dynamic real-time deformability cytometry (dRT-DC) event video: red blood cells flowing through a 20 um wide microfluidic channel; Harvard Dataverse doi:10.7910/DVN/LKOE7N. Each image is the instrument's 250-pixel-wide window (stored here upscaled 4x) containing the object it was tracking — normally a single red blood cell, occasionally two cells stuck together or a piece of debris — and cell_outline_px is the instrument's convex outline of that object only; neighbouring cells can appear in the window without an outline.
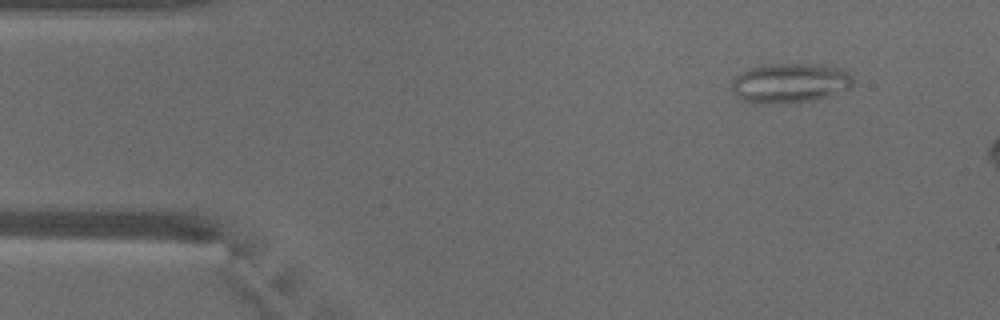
{"species": "common noctule bat (a hibernating species)", "species_latin": "Nyctalus noctula", "temperature_condition": "warm", "stored_images_in_passage": 10, "camera_frame_rate_fps": 3000, "um_per_image_px": 0.085, "animal": {"sex": "male", "body_mass_g": 18.8}, "frame": {"image": 1, "passage_image": 5, "time_ms": 1.333, "image_size_px": [1000, 320], "cell_outline_px": [[852, 84], [848, 88], [828, 96], [816, 100], [784, 104], [756, 104], [744, 100], [736, 96], [732, 88], [732, 80], [740, 72], [748, 68], [764, 64], [828, 64], [848, 68], [852, 76]], "centroid_in_image_um": [67.17, 7.05], "position_along_channel_um": 17.8, "area_um2": 28.78}}